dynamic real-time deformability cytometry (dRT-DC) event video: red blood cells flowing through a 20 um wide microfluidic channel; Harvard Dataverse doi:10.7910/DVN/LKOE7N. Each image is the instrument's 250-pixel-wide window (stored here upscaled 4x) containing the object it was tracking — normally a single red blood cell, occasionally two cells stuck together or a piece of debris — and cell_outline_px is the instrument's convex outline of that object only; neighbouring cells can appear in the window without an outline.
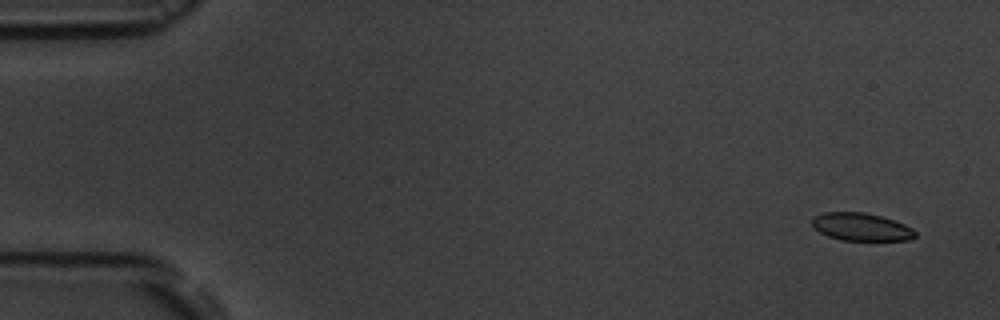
{"species": "common noctule bat (a hibernating species)", "species_latin": "Nyctalus noctula", "temperature_condition": "room temperature", "stored_images_in_passage": 4, "camera_frame_rate_fps": 3000, "um_per_image_px": 0.085, "animal": {"sex": "male", "body_mass_g": 19.5, "forearm_length_mm": 54.6}, "frame": {"image": 1, "passage_image": 1, "time_ms": 0.0, "image_size_px": [1000, 320], "cell_outline_px": [[916, 236], [908, 240], [840, 240], [828, 236], [820, 232], [812, 224], [812, 216], [824, 212], [864, 212], [880, 216], [904, 224], [912, 228], [916, 232]], "centroid_in_image_um": [73.18, 19.28], "position_along_channel_um": 11.8, "area_um2": 16.59}}
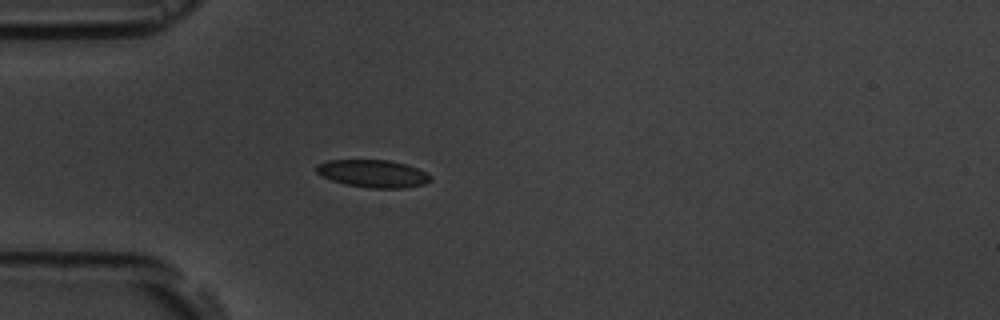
{"frame": {"image": 2, "passage_image": 4, "time_ms": 4.333, "image_size_px": [1000, 320], "cell_outline_px": [[432, 180], [424, 184], [404, 188], [368, 188], [344, 184], [320, 176], [316, 172], [316, 164], [328, 160], [388, 160], [404, 164], [416, 168], [432, 176]], "centroid_in_image_um": [31.67, 14.76], "position_along_channel_um": 53.3, "area_um2": 18.38}}